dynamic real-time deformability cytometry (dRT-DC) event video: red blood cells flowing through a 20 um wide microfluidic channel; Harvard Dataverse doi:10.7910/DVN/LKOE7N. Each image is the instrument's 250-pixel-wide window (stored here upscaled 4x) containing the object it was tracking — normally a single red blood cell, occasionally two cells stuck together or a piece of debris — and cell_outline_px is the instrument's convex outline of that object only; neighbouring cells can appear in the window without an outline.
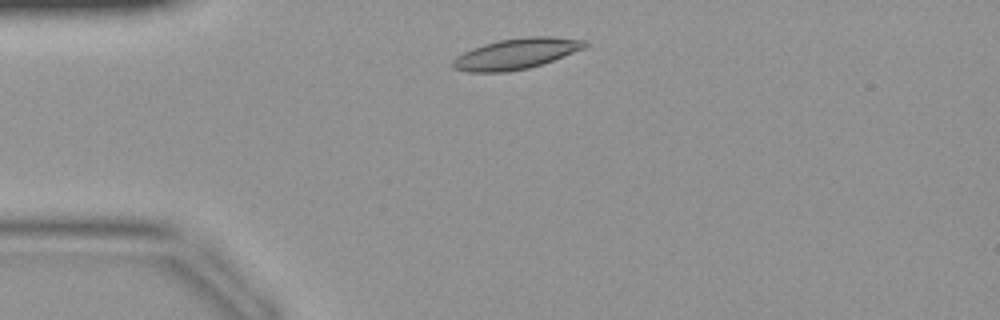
{"species": "common noctule bat (a hibernating species)", "species_latin": "Nyctalus noctula", "temperature_condition": "warm", "stored_images_in_passage": 35, "camera_frame_rate_fps": 3000, "um_per_image_px": 0.085, "animal": {"sex": "female", "body_mass_g": 19.9}, "frame": {"image": 1, "passage_image": 3, "time_ms": 0.667, "image_size_px": [1000, 320], "cell_outline_px": [[588, 44], [584, 48], [564, 56], [528, 68], [508, 72], [468, 72], [452, 68], [452, 60], [456, 56], [472, 48], [484, 44], [500, 40], [528, 36], [552, 36], [588, 40]], "centroid_in_image_um": [43.87, 4.56], "position_along_channel_um": 41.1, "area_um2": 23.64}}
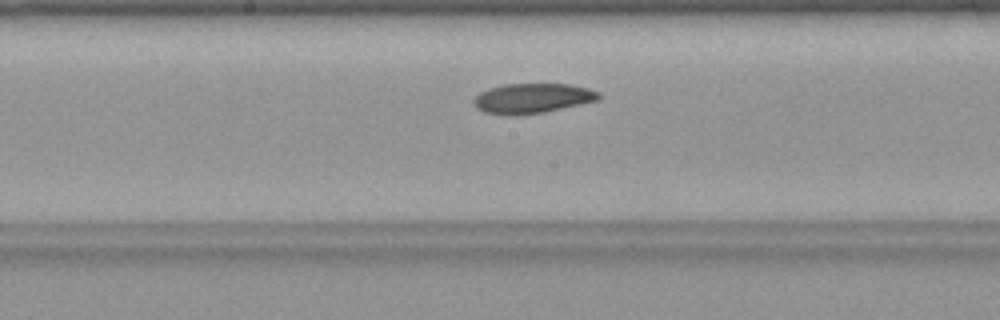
{"frame": {"image": 2, "passage_image": 15, "time_ms": 4.667, "image_size_px": [1000, 320], "cell_outline_px": [[600, 96], [596, 100], [580, 104], [544, 112], [516, 116], [512, 116], [484, 112], [476, 108], [472, 104], [472, 100], [480, 92], [488, 88], [504, 84], [568, 84], [588, 88], [600, 92]], "centroid_in_image_um": [45.19, 8.36], "position_along_channel_um": 203.0, "area_um2": 21.85}}
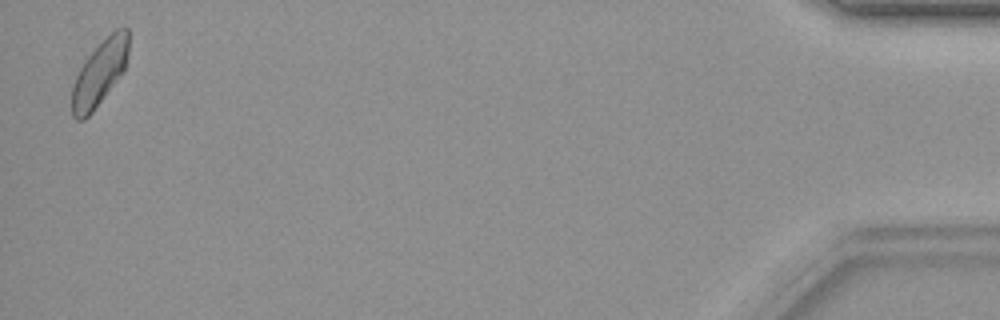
{"frame": {"image": 3, "passage_image": 35, "time_ms": 11.333, "image_size_px": [1000, 320], "cell_outline_px": [[128, 56], [124, 72], [92, 112], [84, 120], [76, 120], [72, 116], [72, 84], [84, 60], [116, 28], [128, 28]], "centroid_in_image_um": [8.46, 6.24], "position_along_channel_um": 426.7, "area_um2": 21.33}}